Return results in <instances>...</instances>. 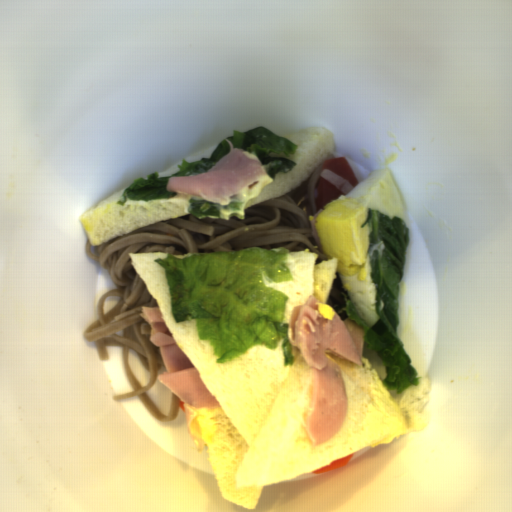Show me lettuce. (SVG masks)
<instances>
[{
	"instance_id": "lettuce-3",
	"label": "lettuce",
	"mask_w": 512,
	"mask_h": 512,
	"mask_svg": "<svg viewBox=\"0 0 512 512\" xmlns=\"http://www.w3.org/2000/svg\"><path fill=\"white\" fill-rule=\"evenodd\" d=\"M233 136L227 137L234 148L249 158L258 159L266 175L276 181L277 173H287L297 164L285 157L295 156L297 145L285 137H281L264 127H255L245 132L232 131ZM271 154H284L285 157H271Z\"/></svg>"
},
{
	"instance_id": "lettuce-2",
	"label": "lettuce",
	"mask_w": 512,
	"mask_h": 512,
	"mask_svg": "<svg viewBox=\"0 0 512 512\" xmlns=\"http://www.w3.org/2000/svg\"><path fill=\"white\" fill-rule=\"evenodd\" d=\"M366 214L360 227L369 226L370 277L375 284V312L379 320L373 326L367 324L352 300H346L345 309L348 317L363 328L366 346L374 350L385 367L383 386L400 394L422 381L397 337L399 292L405 277L410 230L406 221L397 216L388 217L372 208Z\"/></svg>"
},
{
	"instance_id": "lettuce-4",
	"label": "lettuce",
	"mask_w": 512,
	"mask_h": 512,
	"mask_svg": "<svg viewBox=\"0 0 512 512\" xmlns=\"http://www.w3.org/2000/svg\"><path fill=\"white\" fill-rule=\"evenodd\" d=\"M231 149L228 140H223L211 151L209 158H201L196 161L181 159L178 164V172L173 175L159 177L160 173L150 174L148 177H139L125 188L121 200L116 203L125 205L127 200L150 201L152 199H167L175 197L178 192L167 191L169 178L178 176L201 175L210 170Z\"/></svg>"
},
{
	"instance_id": "lettuce-1",
	"label": "lettuce",
	"mask_w": 512,
	"mask_h": 512,
	"mask_svg": "<svg viewBox=\"0 0 512 512\" xmlns=\"http://www.w3.org/2000/svg\"><path fill=\"white\" fill-rule=\"evenodd\" d=\"M287 247L251 246L241 251L155 258L165 272L175 322L195 320L216 363L235 359L254 346L278 349L285 366L294 360L284 292L265 284L293 278Z\"/></svg>"
},
{
	"instance_id": "lettuce-5",
	"label": "lettuce",
	"mask_w": 512,
	"mask_h": 512,
	"mask_svg": "<svg viewBox=\"0 0 512 512\" xmlns=\"http://www.w3.org/2000/svg\"><path fill=\"white\" fill-rule=\"evenodd\" d=\"M249 200H239L232 195L223 201H209L199 197L189 199V211L199 217L207 219L226 218L238 215L242 219L245 216V207Z\"/></svg>"
}]
</instances>
